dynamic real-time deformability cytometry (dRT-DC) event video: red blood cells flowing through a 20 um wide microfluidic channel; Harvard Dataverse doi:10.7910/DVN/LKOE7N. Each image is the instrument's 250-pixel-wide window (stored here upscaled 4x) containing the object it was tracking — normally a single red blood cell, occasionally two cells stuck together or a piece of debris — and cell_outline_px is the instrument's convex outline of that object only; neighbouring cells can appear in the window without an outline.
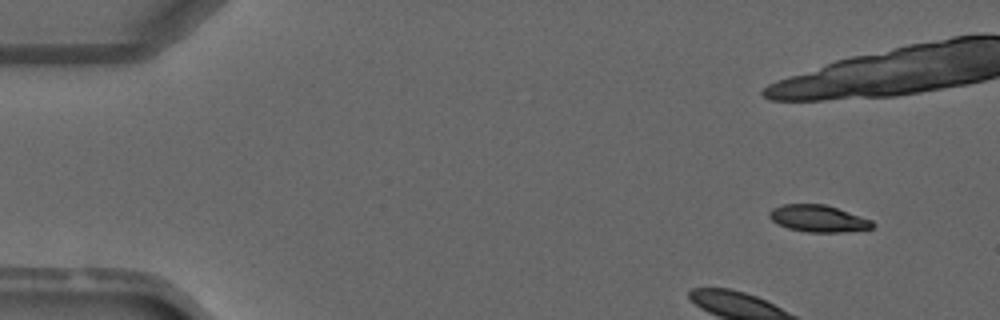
{"species": "common noctule bat (a hibernating species)", "species_latin": "Nyctalus noctula", "temperature_condition": "warm", "stored_images_in_passage": 7, "camera_frame_rate_fps": 3000, "um_per_image_px": 0.085, "animal": {"sex": "male", "forearm_length_mm": 52.5}, "frame": {"image": 1, "passage_image": 1, "time_ms": 0.0, "image_size_px": [1000, 320], "cell_outline_px": [[876, 224], [872, 228], [840, 232], [808, 232], [788, 228], [772, 220], [768, 216], [768, 212], [772, 208], [784, 204], [824, 204], [872, 220]], "centroid_in_image_um": [69.54, 18.57], "position_along_channel_um": 15.5, "area_um2": 15.95}}